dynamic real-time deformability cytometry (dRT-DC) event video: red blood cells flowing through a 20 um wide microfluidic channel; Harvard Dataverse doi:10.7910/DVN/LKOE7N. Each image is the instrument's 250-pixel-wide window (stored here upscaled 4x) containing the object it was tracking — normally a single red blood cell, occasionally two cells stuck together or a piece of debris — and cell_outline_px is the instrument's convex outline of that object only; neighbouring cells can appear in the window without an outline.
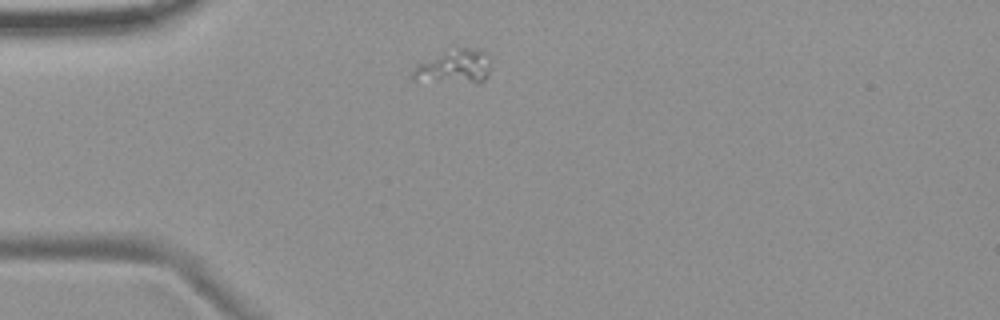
{"species": "common noctule bat (a hibernating species)", "species_latin": "Nyctalus noctula", "temperature_condition": "room temperature", "stored_images_in_passage": 4, "camera_frame_rate_fps": 3000, "um_per_image_px": 0.085, "animal": {"sex": "female", "body_mass_g": 19.9}, "frame": {"image": 1, "passage_image": 1, "time_ms": 0.0, "image_size_px": [1000, 320], "cell_outline_px": [[488, 76], [480, 84], [476, 84], [416, 80], [412, 76], [412, 72], [416, 64], [452, 44], [456, 44], [484, 48], [488, 56]], "centroid_in_image_um": [38.63, 5.58], "position_along_channel_um": 46.4, "area_um2": 16.76}}
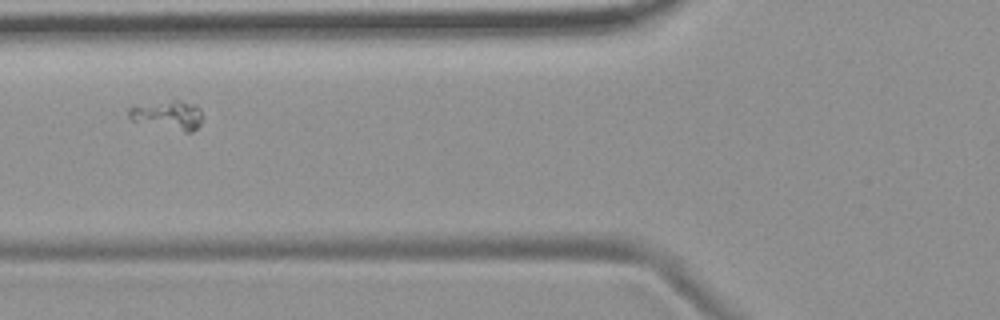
{"frame": {"image": 2, "passage_image": 3, "time_ms": 2.333, "image_size_px": [1000, 320], "cell_outline_px": [[200, 124], [192, 132], [184, 132], [132, 120], [128, 116], [128, 108], [132, 104], [172, 100], [180, 100], [196, 104], [200, 108]], "centroid_in_image_um": [14.24, 9.74], "position_along_channel_um": 111.6, "area_um2": 12.6}}
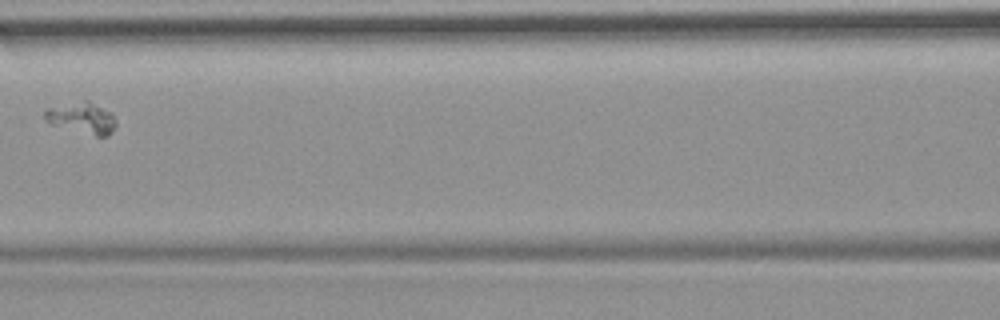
{"frame": {"image": 3, "passage_image": 4, "time_ms": 3.667, "image_size_px": [1000, 320], "cell_outline_px": [[116, 124], [112, 132], [108, 136], [96, 136], [48, 124], [44, 120], [44, 112], [48, 108], [84, 100], [88, 100], [112, 112], [116, 120]], "centroid_in_image_um": [6.98, 10.04], "position_along_channel_um": 159.6, "area_um2": 13.12}}